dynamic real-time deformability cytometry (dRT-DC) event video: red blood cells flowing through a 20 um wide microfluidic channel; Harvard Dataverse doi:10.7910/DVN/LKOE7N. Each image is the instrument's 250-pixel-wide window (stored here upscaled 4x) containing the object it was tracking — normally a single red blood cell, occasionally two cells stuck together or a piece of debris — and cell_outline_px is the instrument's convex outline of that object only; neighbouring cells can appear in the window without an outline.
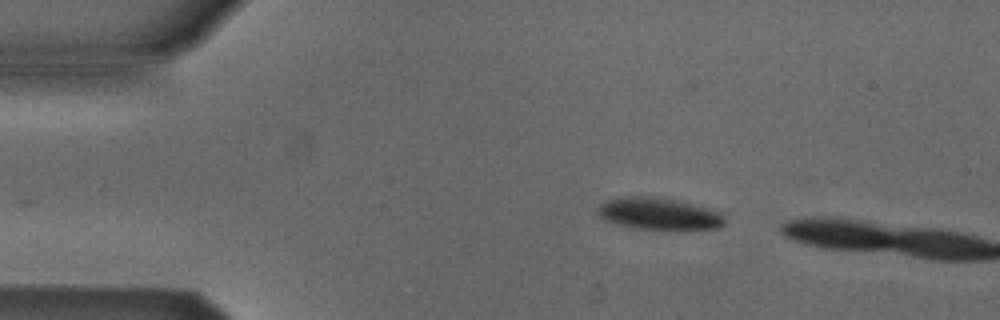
{"species": "Egyptian fruit bat (a non-hibernating species)", "species_latin": "Rousettus aegyptiacus", "temperature_condition": "cold", "stored_images_in_passage": 2, "camera_frame_rate_fps": 3000, "um_per_image_px": 0.085, "animal": {"sex": "male"}, "frame": {"image": 1, "passage_image": 1, "time_ms": 0.0, "image_size_px": [1000, 320], "cell_outline_px": [[724, 224], [716, 228], [632, 228], [604, 220], [596, 212], [600, 204], [604, 200], [620, 196], [648, 196], [676, 200], [720, 212], [724, 216]], "centroid_in_image_um": [55.9, 18.14], "position_along_channel_um": 29.1, "area_um2": 23.12}}